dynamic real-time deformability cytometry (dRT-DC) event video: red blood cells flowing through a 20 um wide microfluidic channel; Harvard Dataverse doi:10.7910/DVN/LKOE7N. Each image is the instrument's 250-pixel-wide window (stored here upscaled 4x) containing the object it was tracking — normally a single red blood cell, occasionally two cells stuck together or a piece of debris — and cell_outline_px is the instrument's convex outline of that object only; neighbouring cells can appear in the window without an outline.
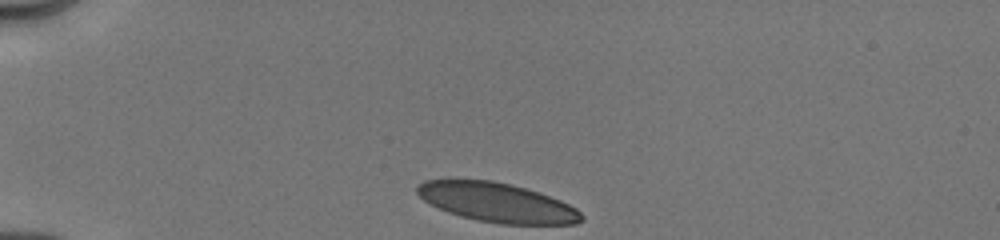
{"species": "human", "species_latin": "Homo sapiens", "temperature_condition": "cold", "stored_images_in_passage": 30, "camera_frame_rate_fps": 3000, "um_per_image_px": 0.085, "donor": {"sex": "male"}, "frame": {"image": 1, "passage_image": 1, "time_ms": 0.0, "image_size_px": [1000, 240], "cell_outline_px": [[584, 220], [576, 224], [500, 224], [476, 220], [460, 216], [448, 212], [424, 200], [416, 192], [416, 188], [424, 180], [492, 180], [524, 188], [560, 200], [576, 208], [584, 216]], "centroid_in_image_um": [42.27, 17.23], "position_along_channel_um": 42.7, "area_um2": 37.22}}
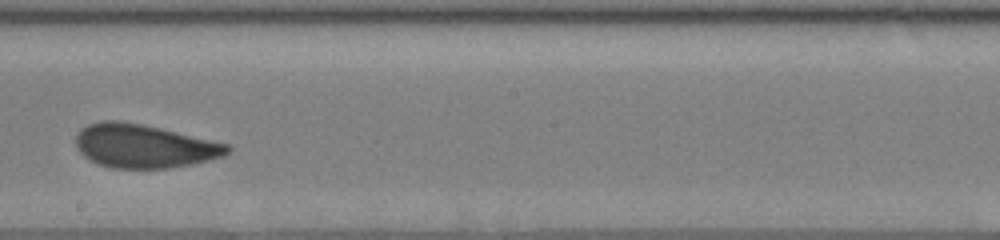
{"frame": {"image": 2, "passage_image": 18, "time_ms": 6.0, "image_size_px": [1000, 240], "cell_outline_px": [[232, 148], [224, 156], [192, 164], [168, 168], [112, 168], [96, 164], [88, 160], [76, 148], [76, 136], [80, 128], [88, 124], [100, 120], [120, 120], [144, 124], [228, 144]], "centroid_in_image_um": [12.19, 12.41], "position_along_channel_um": 236.0, "area_um2": 38.73}}
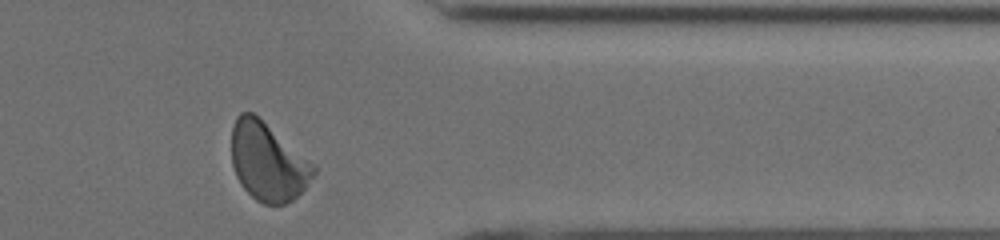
{"frame": {"image": 3, "passage_image": 30, "time_ms": 10.0, "image_size_px": [1000, 240], "cell_outline_px": [[316, 172], [304, 188], [292, 200], [284, 204], [264, 204], [256, 200], [240, 184], [236, 176], [232, 164], [232, 124], [236, 116], [240, 112], [252, 112], [316, 164]], "centroid_in_image_um": [22.76, 13.74], "position_along_channel_um": 388.6, "area_um2": 37.28}, "authors_computed_cell_mechanics": {"area_um2": 38.8127, "velocity_mm_per_s": 3.9924, "shape_relaxation_time_tau1_ms": 7.4752, "shape_relaxation_time_tau2_ms": null, "deformation_change_tau1": 0.1653, "deformation_change_tau2": null}}